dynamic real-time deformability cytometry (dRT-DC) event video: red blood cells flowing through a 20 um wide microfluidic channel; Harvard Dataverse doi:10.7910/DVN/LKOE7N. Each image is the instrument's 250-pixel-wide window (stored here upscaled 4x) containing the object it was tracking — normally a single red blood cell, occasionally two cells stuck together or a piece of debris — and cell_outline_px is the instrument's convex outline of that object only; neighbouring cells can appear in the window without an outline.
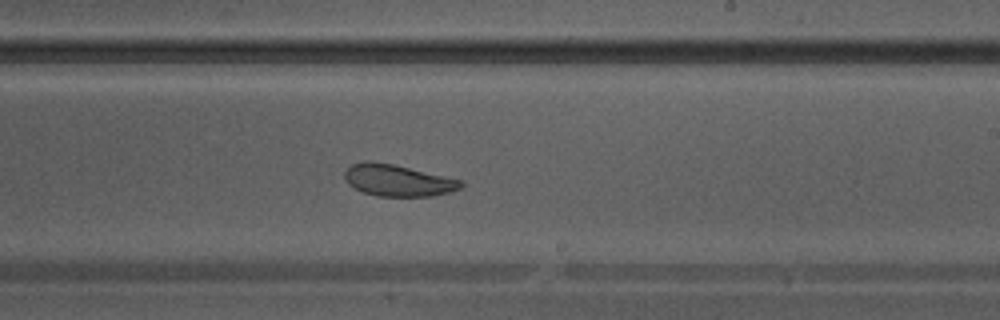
{"species": "Egyptian fruit bat (a non-hibernating species)", "species_latin": "Rousettus aegyptiacus", "temperature_condition": "warm", "stored_images_in_passage": 37, "camera_frame_rate_fps": 3000, "um_per_image_px": 0.085, "animal": {"sex": "male"}, "frame": {"image": 1, "passage_image": 22, "time_ms": 7.0, "image_size_px": [1000, 320], "cell_outline_px": [[464, 184], [460, 188], [452, 192], [432, 196], [376, 196], [364, 192], [348, 184], [344, 176], [344, 172], [352, 164], [364, 160], [392, 164], [464, 180]], "centroid_in_image_um": [33.85, 15.33], "position_along_channel_um": 255.2, "area_um2": 21.44}}